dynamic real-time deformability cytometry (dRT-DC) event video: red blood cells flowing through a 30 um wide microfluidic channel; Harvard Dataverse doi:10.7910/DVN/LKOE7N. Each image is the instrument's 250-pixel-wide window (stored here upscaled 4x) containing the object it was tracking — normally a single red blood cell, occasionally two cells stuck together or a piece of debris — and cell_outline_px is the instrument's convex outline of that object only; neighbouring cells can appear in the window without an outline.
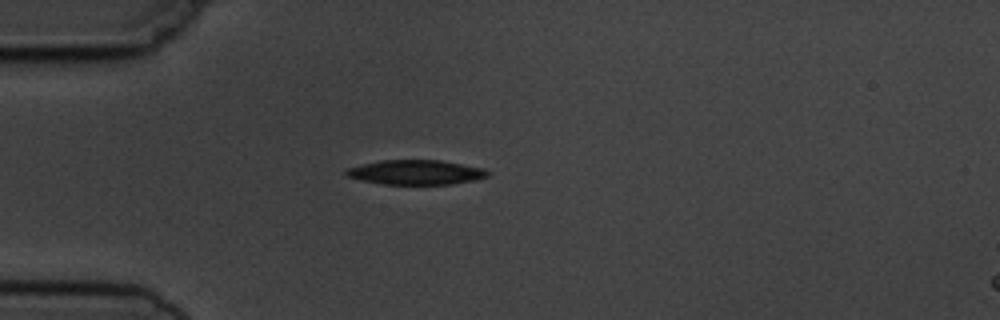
{"species": "common noctule bat (a hibernating species)", "species_latin": "Nyctalus noctula", "temperature_condition": "cold", "stored_images_in_passage": 5, "camera_frame_rate_fps": 3000, "um_per_image_px": 0.085, "animal": {"sex": "male", "body_mass_g": 19.5, "forearm_length_mm": 54.6}, "frame": {"image": 1, "passage_image": 1, "time_ms": 0.0, "image_size_px": [1000, 320], "cell_outline_px": [[488, 176], [476, 180], [452, 184], [380, 184], [360, 180], [348, 176], [344, 172], [344, 168], [380, 160], [440, 160], [484, 168], [488, 172]], "centroid_in_image_um": [35.31, 14.64], "position_along_channel_um": 49.7, "area_um2": 20.4}}
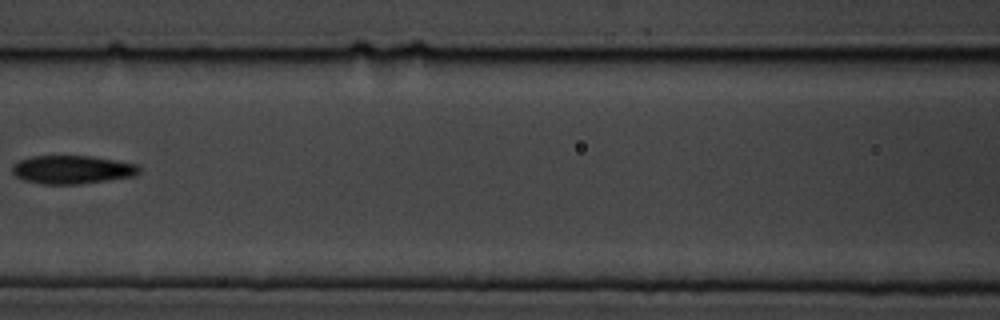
{"frame": {"image": 2, "passage_image": 4, "time_ms": 3.333, "image_size_px": [1000, 320], "cell_outline_px": [[140, 172], [136, 176], [80, 184], [44, 184], [24, 180], [16, 176], [12, 172], [12, 164], [20, 160], [32, 156], [92, 156], [136, 164], [140, 168]], "centroid_in_image_um": [6.14, 14.42], "position_along_channel_um": 160.5, "area_um2": 20.98}}
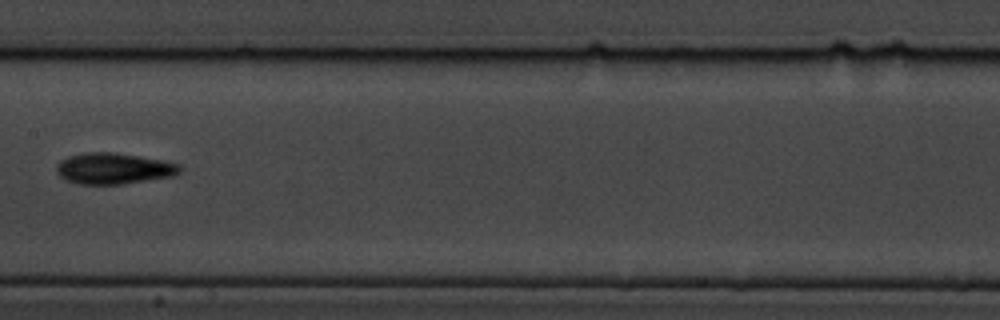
{"frame": {"image": 3, "passage_image": 5, "time_ms": 4.333, "image_size_px": [1000, 320], "cell_outline_px": [[180, 172], [176, 176], [120, 184], [80, 184], [68, 180], [60, 176], [56, 172], [56, 168], [60, 160], [68, 156], [84, 152], [112, 152], [160, 160], [180, 164]], "centroid_in_image_um": [9.65, 14.32], "position_along_channel_um": 197.7, "area_um2": 22.2}}